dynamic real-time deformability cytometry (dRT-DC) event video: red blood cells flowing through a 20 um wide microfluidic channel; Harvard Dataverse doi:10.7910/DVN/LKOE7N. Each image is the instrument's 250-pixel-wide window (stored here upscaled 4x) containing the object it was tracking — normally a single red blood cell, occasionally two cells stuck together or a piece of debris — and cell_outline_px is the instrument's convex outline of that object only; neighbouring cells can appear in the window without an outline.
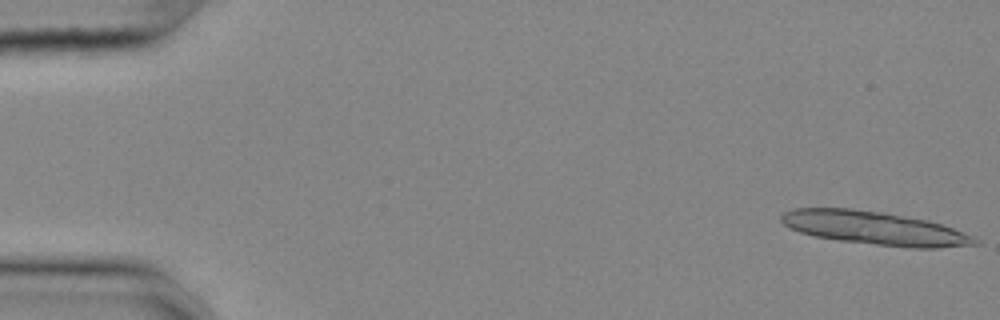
{"species": "common noctule bat (a hibernating species)", "species_latin": "Nyctalus noctula", "temperature_condition": "cold", "stored_images_in_passage": 16, "camera_frame_rate_fps": 3000, "um_per_image_px": 0.085, "animal": {"sex": "female", "body_mass_g": 25.1}, "frame": {"image": 1, "passage_image": 1, "time_ms": 0.0, "image_size_px": [1000, 320], "cell_outline_px": [[980, 244], [940, 248], [912, 248], [840, 240], [812, 236], [800, 232], [784, 224], [780, 220], [780, 216], [784, 212], [792, 208], [852, 208], [884, 212], [928, 220], [952, 228], [972, 236], [980, 240]], "centroid_in_image_um": [74.34, 19.38], "position_along_channel_um": 10.7, "area_um2": 37.57}}
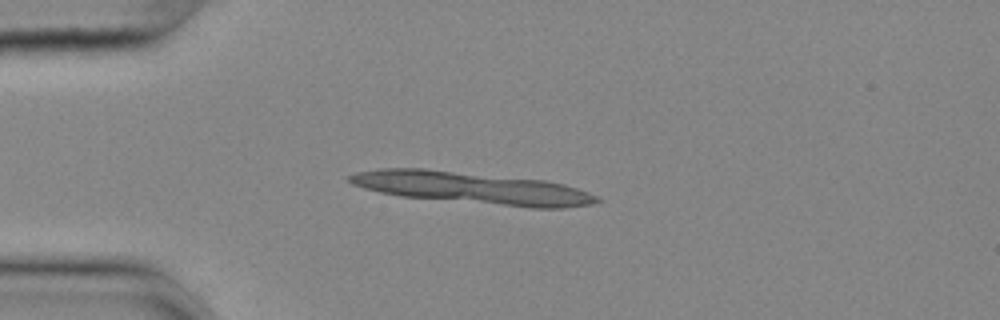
{"frame": {"image": 2, "passage_image": 13, "time_ms": 4.0, "image_size_px": [1000, 320], "cell_outline_px": [[604, 200], [592, 204], [564, 208], [532, 208], [400, 196], [380, 192], [364, 188], [352, 184], [344, 176], [356, 172], [380, 168], [424, 168], [544, 180], [564, 184], [588, 192]], "centroid_in_image_um": [40.11, 15.97], "position_along_channel_um": 44.9, "area_um2": 46.07}}